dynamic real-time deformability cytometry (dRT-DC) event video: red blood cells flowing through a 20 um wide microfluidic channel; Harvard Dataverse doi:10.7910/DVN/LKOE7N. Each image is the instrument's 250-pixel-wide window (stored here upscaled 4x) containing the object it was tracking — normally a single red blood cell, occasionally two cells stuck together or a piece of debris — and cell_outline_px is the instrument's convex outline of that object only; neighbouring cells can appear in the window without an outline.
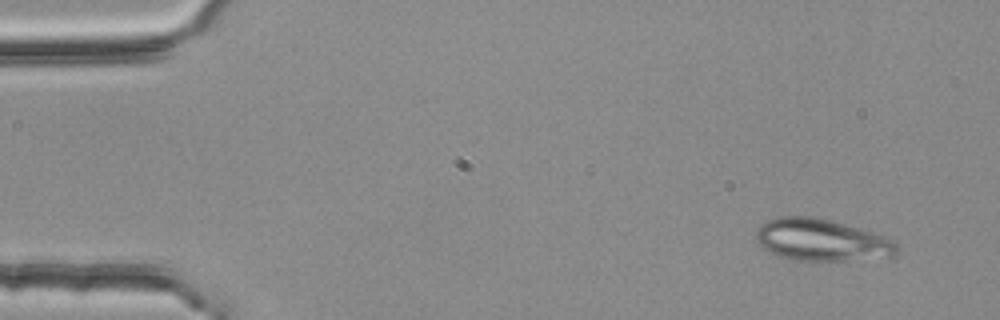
{"species": "common noctule bat (a hibernating species)", "species_latin": "Nyctalus noctula", "temperature_condition": "room temperature", "stored_images_in_passage": 5, "camera_frame_rate_fps": 3000, "um_per_image_px": 0.085, "animal": {"sex": "female", "body_mass_g": 25.1}, "frame": {"image": 1, "passage_image": 1, "time_ms": 0.0, "image_size_px": [1000, 320], "cell_outline_px": [[896, 252], [892, 256], [844, 260], [796, 260], [780, 256], [764, 248], [756, 240], [756, 228], [764, 220], [780, 216], [816, 216], [832, 220], [876, 232], [896, 240]], "centroid_in_image_um": [69.82, 20.36], "position_along_channel_um": 15.2, "area_um2": 34.56}}
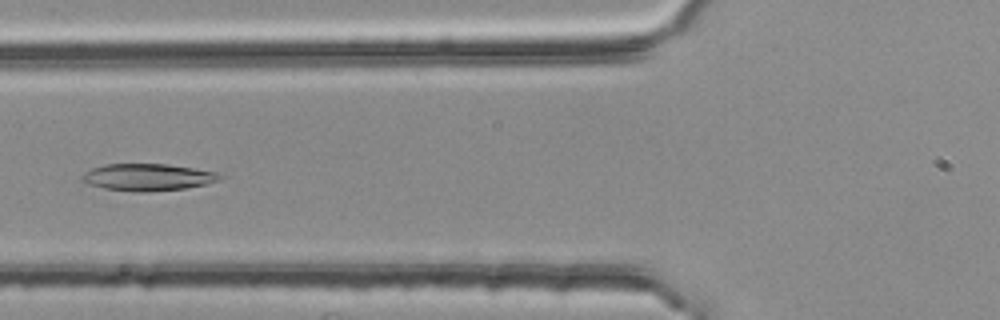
{"frame": {"image": 2, "passage_image": 5, "time_ms": 1.333, "image_size_px": [1000, 320], "cell_outline_px": [[224, 176], [220, 180], [204, 184], [184, 188], [144, 192], [136, 192], [104, 188], [88, 184], [80, 180], [92, 168], [104, 164], [168, 164], [220, 172]], "centroid_in_image_um": [12.61, 15.05], "position_along_channel_um": 113.2, "area_um2": 21.56}}